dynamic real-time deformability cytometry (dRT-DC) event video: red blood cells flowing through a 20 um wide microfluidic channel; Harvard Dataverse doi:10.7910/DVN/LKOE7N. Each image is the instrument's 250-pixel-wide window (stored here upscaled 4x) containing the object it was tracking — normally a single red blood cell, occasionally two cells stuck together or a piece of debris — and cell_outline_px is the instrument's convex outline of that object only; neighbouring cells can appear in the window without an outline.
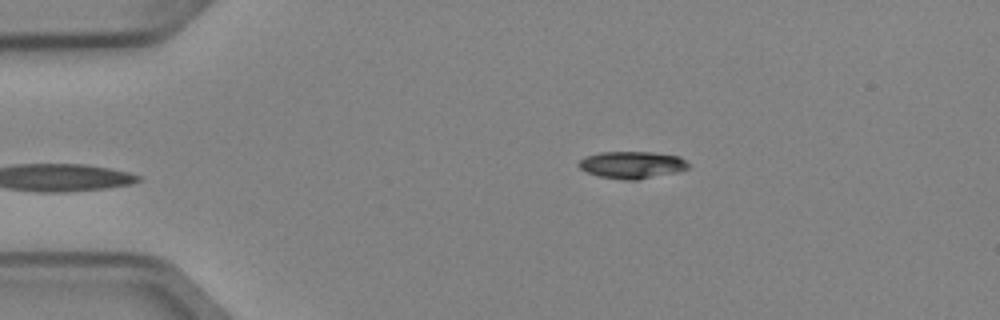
{"species": "Egyptian fruit bat (a non-hibernating species)", "species_latin": "Rousettus aegyptiacus", "temperature_condition": "cold", "stored_images_in_passage": 3, "camera_frame_rate_fps": 3000, "um_per_image_px": 0.085, "animal": {"sex": "female"}, "frame": {"image": 1, "passage_image": 3, "time_ms": 0.667, "image_size_px": [1000, 320], "cell_outline_px": [[688, 168], [676, 172], [636, 180], [624, 180], [600, 176], [588, 172], [580, 168], [580, 160], [588, 156], [600, 152], [652, 152], [680, 156], [688, 164]], "centroid_in_image_um": [53.74, 14.01], "position_along_channel_um": 31.3, "area_um2": 16.99}}